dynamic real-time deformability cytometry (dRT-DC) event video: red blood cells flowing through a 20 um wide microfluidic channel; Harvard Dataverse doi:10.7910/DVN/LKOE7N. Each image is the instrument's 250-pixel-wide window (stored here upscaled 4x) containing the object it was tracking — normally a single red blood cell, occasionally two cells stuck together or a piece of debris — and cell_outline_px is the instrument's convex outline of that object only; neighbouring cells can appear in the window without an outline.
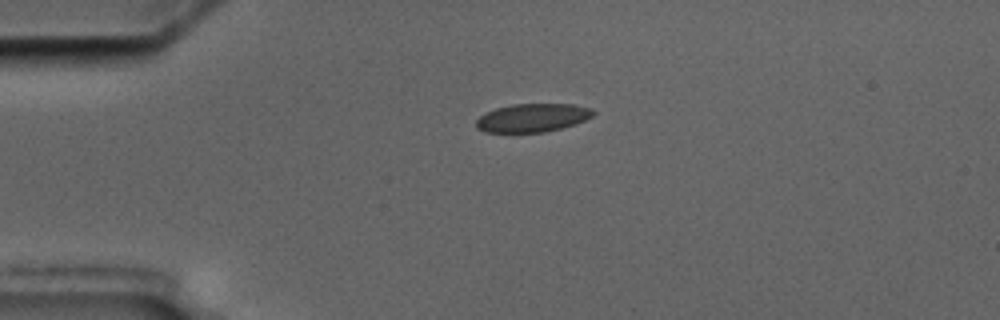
{"species": "common noctule bat (a hibernating species)", "species_latin": "Nyctalus noctula", "temperature_condition": "cold", "stored_images_in_passage": 2, "camera_frame_rate_fps": 3000, "um_per_image_px": 0.085, "animal": {"sex": "male", "body_mass_g": 17.5, "forearm_length_mm": 52.3}, "frame": {"image": 1, "passage_image": 1, "time_ms": 0.0, "image_size_px": [1000, 320], "cell_outline_px": [[596, 112], [592, 116], [576, 124], [544, 132], [484, 132], [476, 128], [476, 120], [484, 112], [496, 108], [512, 104], [576, 104], [592, 108]], "centroid_in_image_um": [45.26, 10.0], "position_along_channel_um": 39.7, "area_um2": 19.48}}